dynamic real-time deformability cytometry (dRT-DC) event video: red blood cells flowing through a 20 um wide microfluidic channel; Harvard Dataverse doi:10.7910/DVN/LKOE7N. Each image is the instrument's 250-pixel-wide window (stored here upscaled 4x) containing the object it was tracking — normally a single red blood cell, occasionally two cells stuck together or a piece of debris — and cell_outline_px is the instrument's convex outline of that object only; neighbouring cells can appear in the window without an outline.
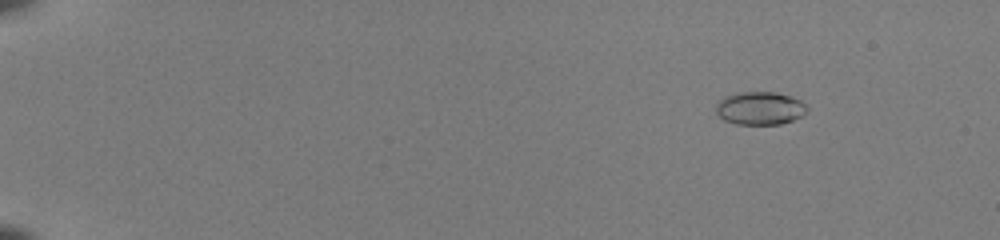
{"species": "common noctule bat (a hibernating species)", "species_latin": "Nyctalus noctula", "temperature_condition": "room temperature", "stored_images_in_passage": 47, "camera_frame_rate_fps": 3000, "um_per_image_px": 0.085, "animal": {"sex": "female", "body_mass_g": 22.0, "forearm_length_mm": 56.7}, "frame": {"image": 1, "passage_image": 2, "time_ms": 0.333, "image_size_px": [1000, 240], "cell_outline_px": [[808, 112], [792, 120], [780, 124], [736, 124], [724, 120], [716, 112], [716, 104], [724, 96], [736, 92], [776, 92], [800, 100], [808, 108]], "centroid_in_image_um": [64.58, 9.19], "position_along_channel_um": 20.4, "area_um2": 17.51}}
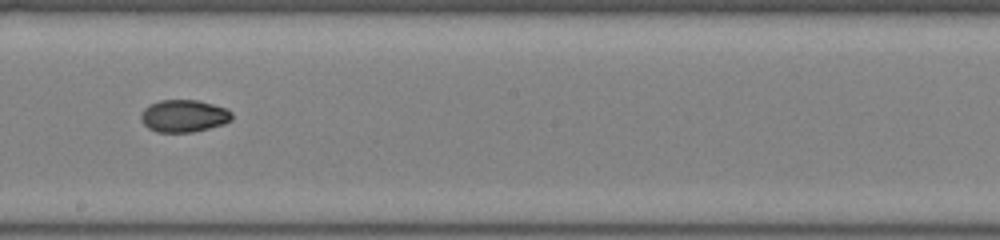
{"frame": {"image": 2, "passage_image": 28, "time_ms": 9.0, "image_size_px": [1000, 240], "cell_outline_px": [[232, 120], [224, 124], [192, 132], [156, 132], [148, 128], [140, 120], [140, 116], [144, 108], [160, 100], [196, 100], [228, 108], [232, 112]], "centroid_in_image_um": [15.64, 9.86], "position_along_channel_um": 232.6, "area_um2": 17.17}}
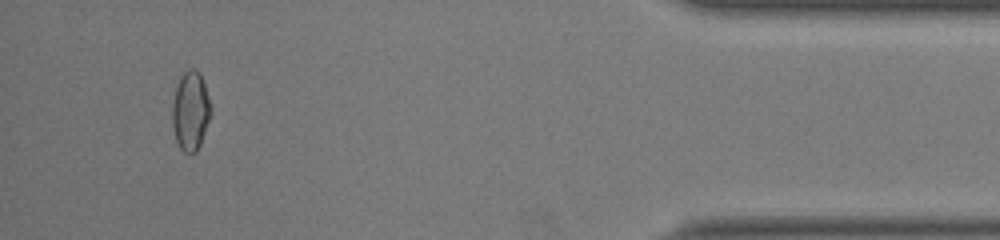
{"frame": {"image": 3, "passage_image": 45, "time_ms": 14.667, "image_size_px": [1000, 240], "cell_outline_px": [[212, 112], [200, 144], [196, 152], [184, 152], [180, 148], [176, 140], [172, 124], [172, 104], [176, 84], [180, 76], [188, 68], [196, 68], [200, 72], [212, 108]], "centroid_in_image_um": [16.19, 9.38], "position_along_channel_um": 419.0, "area_um2": 17.92}, "authors_computed_cell_mechanics": {"area_um2": 17.2244, "velocity_mm_per_s": 4.1067, "shape_relaxation_time_tau1_ms": null, "shape_relaxation_time_tau2_ms": 1.8867, "deformation_change_tau1": null, "deformation_change_tau2": 0.043}}